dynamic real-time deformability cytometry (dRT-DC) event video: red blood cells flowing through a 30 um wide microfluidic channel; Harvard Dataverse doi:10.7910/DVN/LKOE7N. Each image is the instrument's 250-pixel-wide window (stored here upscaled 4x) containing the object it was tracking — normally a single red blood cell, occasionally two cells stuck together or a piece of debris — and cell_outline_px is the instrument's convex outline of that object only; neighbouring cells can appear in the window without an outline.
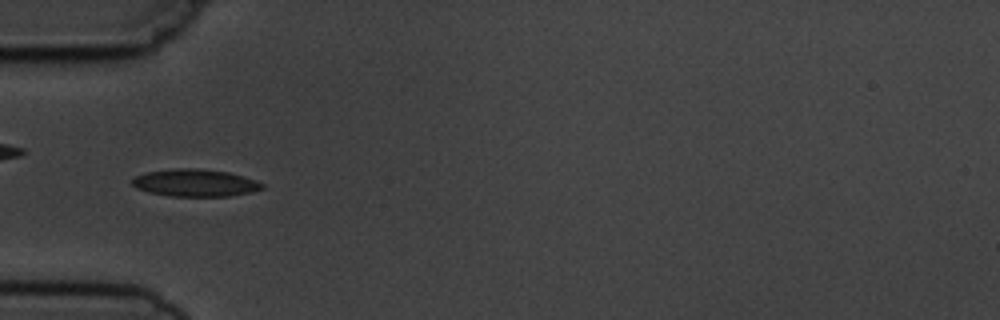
{"species": "common noctule bat (a hibernating species)", "species_latin": "Nyctalus noctula", "temperature_condition": "cold", "stored_images_in_passage": 6, "camera_frame_rate_fps": 3000, "um_per_image_px": 0.085, "animal": {"sex": "male", "body_mass_g": 19.5, "forearm_length_mm": 54.6}, "frame": {"image": 1, "passage_image": 5, "time_ms": 4.333, "image_size_px": [1000, 320], "cell_outline_px": [[264, 188], [252, 192], [228, 196], [168, 196], [148, 192], [136, 188], [132, 184], [132, 180], [136, 176], [148, 172], [176, 168], [196, 168], [228, 172], [244, 176], [256, 180], [264, 184]], "centroid_in_image_um": [16.61, 15.54], "position_along_channel_um": 68.4, "area_um2": 20.69}}
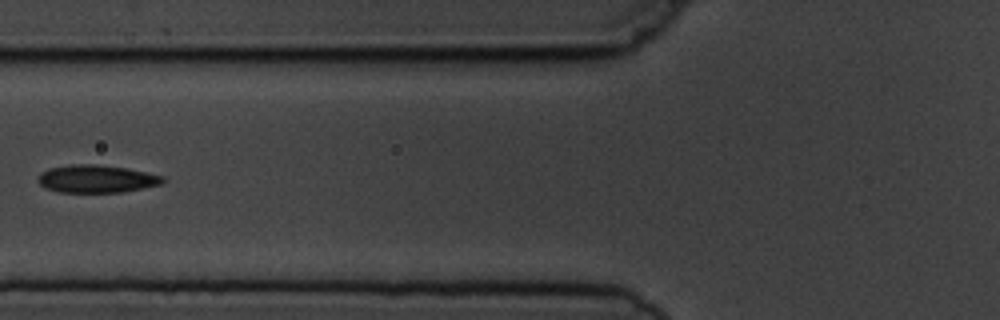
{"frame": {"image": 2, "passage_image": 6, "time_ms": 5.667, "image_size_px": [1000, 320], "cell_outline_px": [[164, 184], [124, 192], [60, 192], [44, 188], [40, 184], [40, 172], [48, 168], [72, 164], [96, 164], [128, 168], [164, 176]], "centroid_in_image_um": [8.24, 15.2], "position_along_channel_um": 117.6, "area_um2": 20.29}}